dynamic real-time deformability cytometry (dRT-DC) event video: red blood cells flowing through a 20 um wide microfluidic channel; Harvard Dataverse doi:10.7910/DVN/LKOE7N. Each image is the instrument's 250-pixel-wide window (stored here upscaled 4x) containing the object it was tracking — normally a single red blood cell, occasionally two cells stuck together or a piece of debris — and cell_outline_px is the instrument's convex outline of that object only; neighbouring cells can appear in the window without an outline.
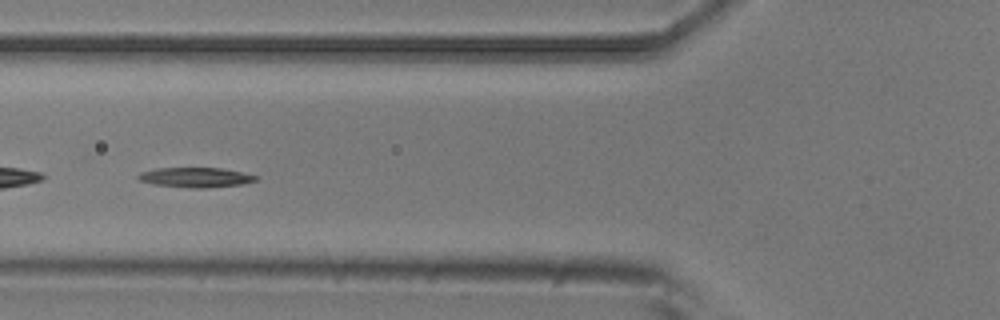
{"species": "common noctule bat (a hibernating species)", "species_latin": "Nyctalus noctula", "temperature_condition": "room temperature", "stored_images_in_passage": 39, "camera_frame_rate_fps": 3000, "um_per_image_px": 0.085, "animal": {"sex": "male", "body_mass_g": 20.5, "forearm_length_mm": 52.5}, "frame": {"image": 1, "passage_image": 5, "time_ms": 1.333, "image_size_px": [1000, 320], "cell_outline_px": [[260, 176], [256, 180], [244, 184], [208, 188], [192, 188], [152, 184], [140, 180], [136, 176], [140, 172], [156, 168], [220, 168]], "centroid_in_image_um": [16.63, 15.08], "position_along_channel_um": 109.2, "area_um2": 13.64}}
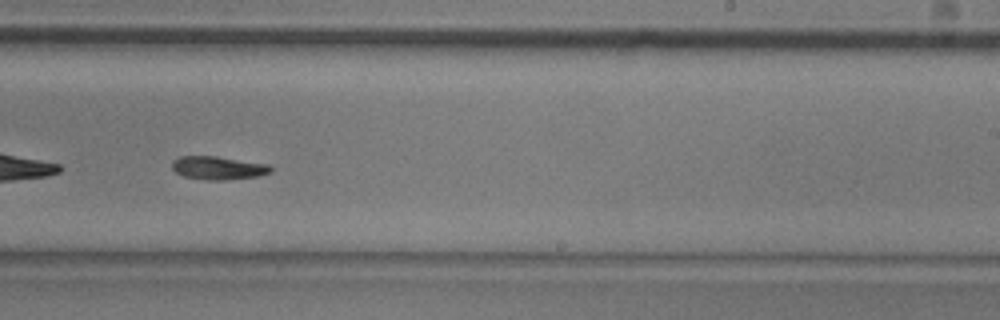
{"frame": {"image": 2, "passage_image": 18, "time_ms": 5.667, "image_size_px": [1000, 320], "cell_outline_px": [[272, 172], [260, 176], [224, 180], [208, 180], [184, 176], [176, 172], [172, 168], [172, 160], [180, 156], [216, 156], [268, 164], [272, 168]], "centroid_in_image_um": [18.56, 14.27], "position_along_channel_um": 270.4, "area_um2": 13.41}}
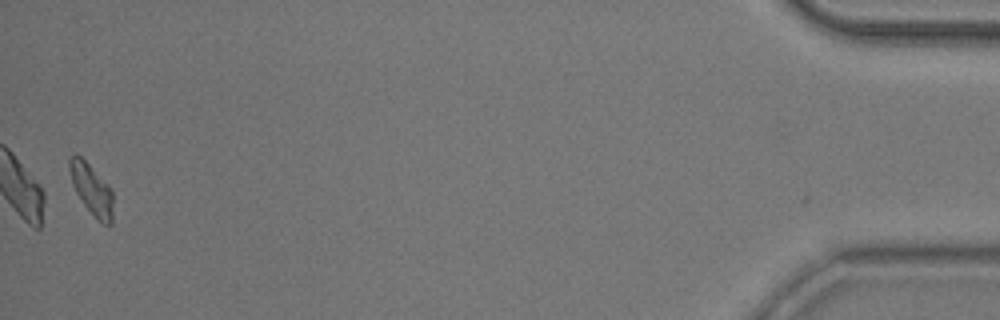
{"frame": {"image": 3, "passage_image": 38, "time_ms": 12.333, "image_size_px": [1000, 320], "cell_outline_px": [[112, 224], [104, 224], [96, 220], [84, 204], [76, 192], [72, 184], [68, 168], [68, 160], [76, 152], [112, 188]], "centroid_in_image_um": [7.77, 16.09], "position_along_channel_um": 427.4, "area_um2": 12.89}, "authors_computed_cell_mechanics": {"area_um2": 13.1784, "velocity_mm_per_s": 3.7222, "shape_relaxation_time_tau1_ms": 4.9203, "shape_relaxation_time_tau2_ms": null, "deformation_change_tau1": 0.2046, "deformation_change_tau2": null}}